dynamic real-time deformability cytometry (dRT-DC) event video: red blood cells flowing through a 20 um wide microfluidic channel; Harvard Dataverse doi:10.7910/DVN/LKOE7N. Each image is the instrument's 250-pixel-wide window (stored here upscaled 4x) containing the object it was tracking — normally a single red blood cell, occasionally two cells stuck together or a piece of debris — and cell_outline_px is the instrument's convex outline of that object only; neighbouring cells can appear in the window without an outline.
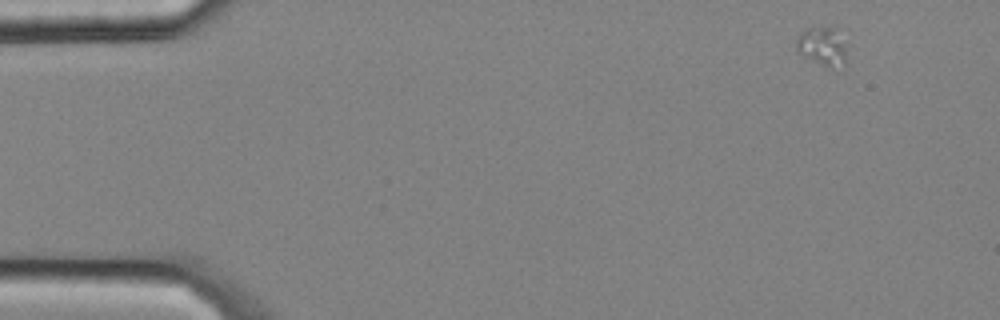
{"species": "common noctule bat (a hibernating species)", "species_latin": "Nyctalus noctula", "temperature_condition": "cold", "stored_images_in_passage": 4, "camera_frame_rate_fps": 3000, "um_per_image_px": 0.085, "animal": {"sex": "male", "body_mass_g": 20.4}, "frame": {"image": 1, "passage_image": 1, "time_ms": 0.0, "image_size_px": [1000, 320], "cell_outline_px": [[844, 64], [832, 72], [804, 56], [796, 48], [796, 40], [800, 32], [804, 28], [812, 24], [836, 28], [844, 44]], "centroid_in_image_um": [69.86, 3.93], "position_along_channel_um": 15.1, "area_um2": 11.85}}